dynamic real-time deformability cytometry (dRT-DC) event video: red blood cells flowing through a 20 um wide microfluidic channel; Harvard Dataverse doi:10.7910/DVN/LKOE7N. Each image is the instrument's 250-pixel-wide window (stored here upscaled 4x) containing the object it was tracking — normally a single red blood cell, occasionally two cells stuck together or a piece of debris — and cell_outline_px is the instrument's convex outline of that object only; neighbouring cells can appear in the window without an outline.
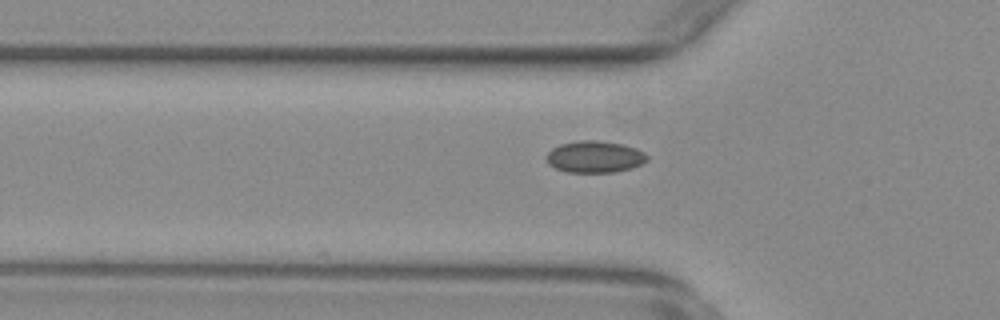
{"species": "common noctule bat (a hibernating species)", "species_latin": "Nyctalus noctula", "temperature_condition": "warm", "stored_images_in_passage": 54, "camera_frame_rate_fps": 3000, "um_per_image_px": 0.085, "animal": {"sex": "female", "body_mass_g": 29.2, "forearm_length_mm": 56.3}, "frame": {"image": 1, "passage_image": 18, "time_ms": 5.667, "image_size_px": [1000, 320], "cell_outline_px": [[648, 160], [632, 168], [612, 172], [568, 172], [556, 168], [548, 164], [544, 156], [552, 148], [560, 144], [580, 140], [600, 140], [624, 144], [636, 148], [644, 152], [648, 156]], "centroid_in_image_um": [50.54, 13.31], "position_along_channel_um": 75.3, "area_um2": 18.79}}
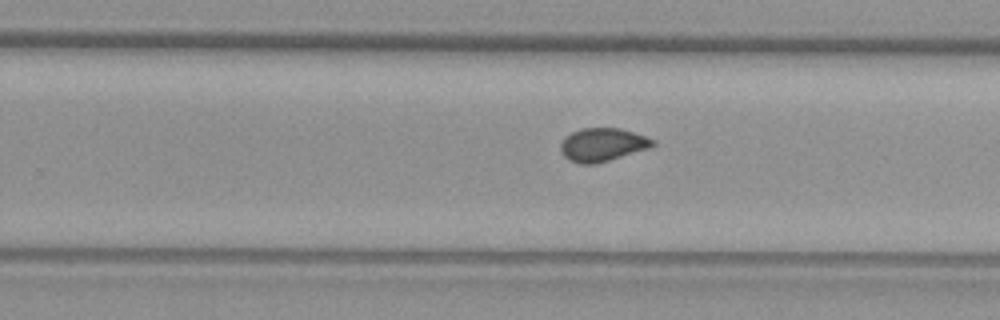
{"frame": {"image": 2, "passage_image": 34, "time_ms": 11.0, "image_size_px": [1000, 320], "cell_outline_px": [[656, 144], [652, 148], [596, 164], [580, 164], [568, 160], [564, 156], [560, 148], [560, 144], [564, 136], [580, 128], [620, 128], [656, 140]], "centroid_in_image_um": [51.22, 12.31], "position_along_channel_um": 278.6, "area_um2": 18.15}}
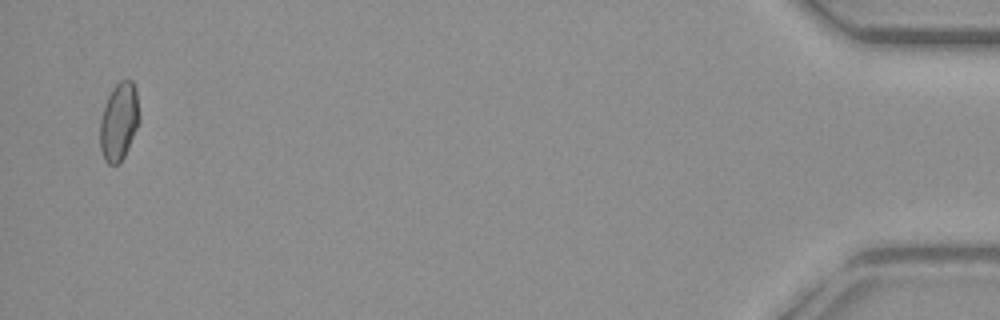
{"frame": {"image": 3, "passage_image": 53, "time_ms": 17.333, "image_size_px": [1000, 320], "cell_outline_px": [[140, 120], [128, 148], [124, 156], [116, 164], [108, 164], [104, 160], [100, 148], [100, 120], [104, 104], [112, 88], [120, 80], [132, 80], [136, 88], [140, 112]], "centroid_in_image_um": [10.12, 10.3], "position_along_channel_um": 425.1, "area_um2": 17.98}, "authors_computed_cell_mechanics": {"area_um2": 18.0336, "velocity_mm_per_s": 3.8034, "shape_relaxation_time_tau1_ms": null, "shape_relaxation_time_tau2_ms": 0.9677, "deformation_change_tau1": null, "deformation_change_tau2": 0.0533}}